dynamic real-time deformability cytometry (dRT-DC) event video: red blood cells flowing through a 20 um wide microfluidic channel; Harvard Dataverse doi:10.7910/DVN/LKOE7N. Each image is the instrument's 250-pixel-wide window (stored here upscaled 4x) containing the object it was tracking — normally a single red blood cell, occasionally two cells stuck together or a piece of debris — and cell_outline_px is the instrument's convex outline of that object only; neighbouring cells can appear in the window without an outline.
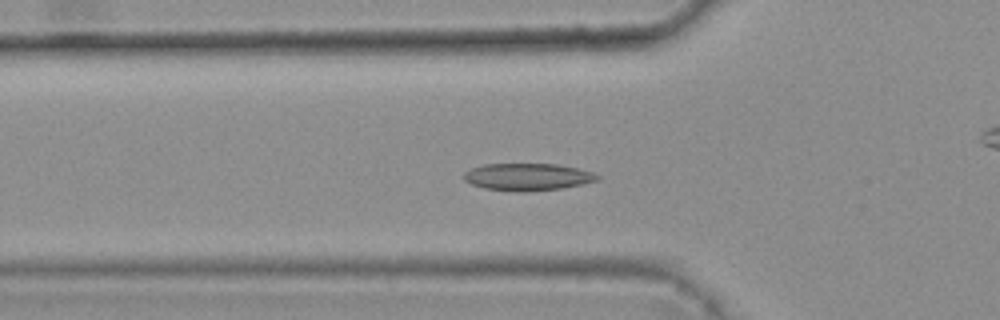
{"species": "common noctule bat (a hibernating species)", "species_latin": "Nyctalus noctula", "temperature_condition": "warm", "stored_images_in_passage": 45, "camera_frame_rate_fps": 3000, "um_per_image_px": 0.085, "animal": {"sex": "female", "body_mass_g": 25.1}, "frame": {"image": 1, "passage_image": 18, "time_ms": 5.667, "image_size_px": [1000, 320], "cell_outline_px": [[600, 180], [560, 188], [528, 192], [512, 192], [484, 188], [472, 184], [464, 180], [464, 172], [472, 168], [484, 164], [556, 164], [576, 168], [592, 172], [600, 176]], "centroid_in_image_um": [44.83, 15.04], "position_along_channel_um": 81.0, "area_um2": 21.15}}
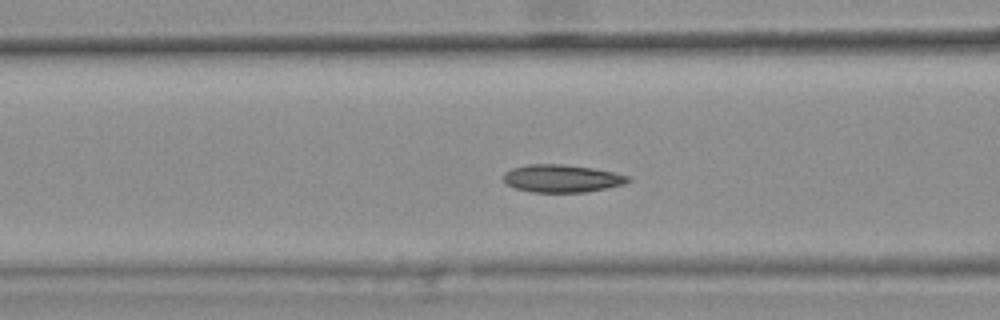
{"frame": {"image": 2, "passage_image": 21, "time_ms": 6.667, "image_size_px": [1000, 320], "cell_outline_px": [[632, 180], [624, 184], [584, 192], [532, 192], [516, 188], [508, 184], [504, 180], [504, 172], [512, 168], [528, 164], [564, 164], [592, 168], [632, 176]], "centroid_in_image_um": [47.78, 15.16], "position_along_channel_um": 118.8, "area_um2": 20.0}}
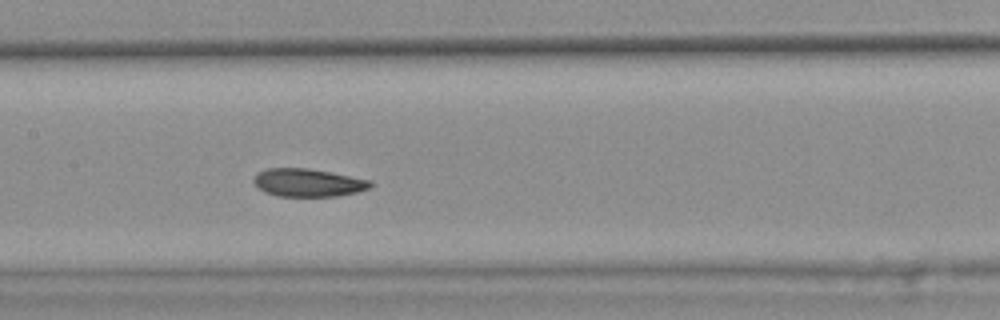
{"frame": {"image": 3, "passage_image": 26, "time_ms": 8.333, "image_size_px": [1000, 320], "cell_outline_px": [[372, 184], [368, 188], [356, 192], [336, 196], [276, 196], [264, 192], [252, 180], [260, 172], [268, 168], [308, 168], [372, 180]], "centroid_in_image_um": [26.19, 15.53], "position_along_channel_um": 181.2, "area_um2": 18.79}, "authors_computed_cell_mechanics": {"area_um2": 19.9988, "velocity_mm_per_s": 3.7532, "shape_relaxation_time_tau1_ms": 7.553, "shape_relaxation_time_tau2_ms": 4.2126, "deformation_change_tau1": 0.1384, "deformation_change_tau2": 0.0758}}